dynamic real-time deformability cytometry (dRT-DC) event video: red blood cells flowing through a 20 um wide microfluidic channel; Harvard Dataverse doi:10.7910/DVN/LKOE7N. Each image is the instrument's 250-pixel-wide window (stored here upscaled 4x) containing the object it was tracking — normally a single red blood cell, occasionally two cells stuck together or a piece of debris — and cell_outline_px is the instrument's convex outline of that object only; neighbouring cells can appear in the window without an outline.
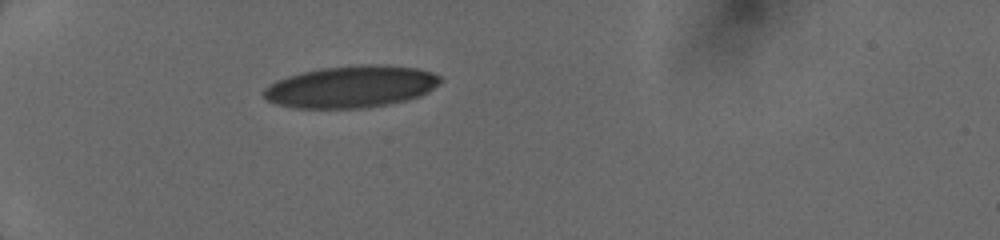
{"species": "human", "species_latin": "Homo sapiens", "temperature_condition": "cold", "stored_images_in_passage": 17, "camera_frame_rate_fps": 3000, "um_per_image_px": 0.085, "donor": {"sex": "female"}, "frame": {"image": 1, "passage_image": 1, "time_ms": 0.0, "image_size_px": [1000, 240], "cell_outline_px": [[440, 80], [428, 92], [420, 96], [408, 100], [368, 108], [292, 108], [268, 100], [260, 92], [268, 84], [276, 80], [300, 72], [320, 68], [360, 64], [384, 64], [416, 68], [432, 72], [440, 76]], "centroid_in_image_um": [29.81, 7.36], "position_along_channel_um": 55.2, "area_um2": 43.41}}
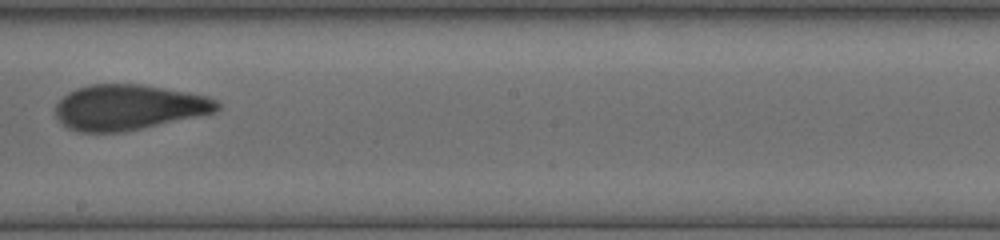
{"frame": {"image": 2, "passage_image": 9, "time_ms": 5.0, "image_size_px": [1000, 240], "cell_outline_px": [[220, 108], [216, 112], [124, 132], [80, 132], [68, 128], [56, 116], [56, 104], [68, 92], [76, 88], [88, 84], [140, 84], [188, 92], [208, 96], [216, 100], [220, 104]], "centroid_in_image_um": [10.94, 9.11], "position_along_channel_um": 237.3, "area_um2": 42.66}}
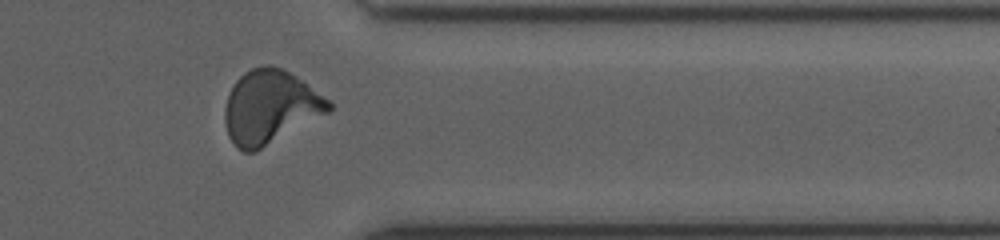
{"frame": {"image": 3, "passage_image": 15, "time_ms": 8.667, "image_size_px": [1000, 240], "cell_outline_px": [[332, 108], [328, 112], [256, 152], [244, 152], [236, 148], [228, 136], [224, 120], [224, 108], [228, 96], [236, 80], [244, 72], [252, 68], [268, 64], [272, 64], [288, 72], [300, 80], [328, 100], [332, 104]], "centroid_in_image_um": [22.9, 9.12], "position_along_channel_um": 388.5, "area_um2": 44.04}}